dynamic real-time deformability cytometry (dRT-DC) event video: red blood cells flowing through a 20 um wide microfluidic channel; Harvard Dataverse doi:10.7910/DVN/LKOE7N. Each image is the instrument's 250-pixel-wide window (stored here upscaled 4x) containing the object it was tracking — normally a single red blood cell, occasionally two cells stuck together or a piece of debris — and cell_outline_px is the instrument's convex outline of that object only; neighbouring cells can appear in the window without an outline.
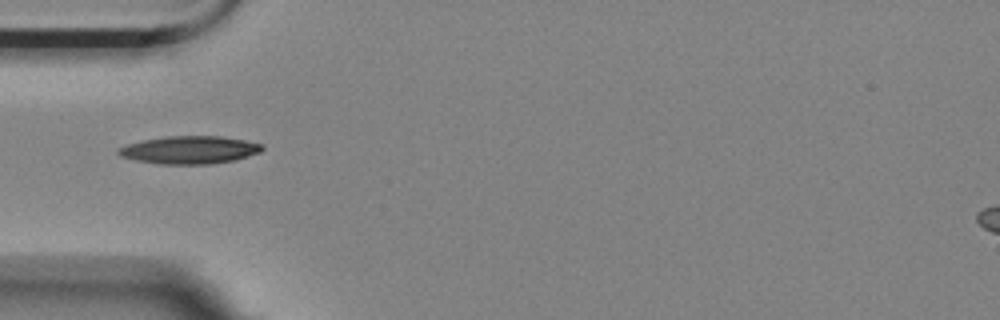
{"species": "Egyptian fruit bat (a non-hibernating species)", "species_latin": "Rousettus aegyptiacus", "temperature_condition": "room temperature", "stored_images_in_passage": 40, "camera_frame_rate_fps": 3000, "um_per_image_px": 0.085, "animal": {"sex": "female"}, "frame": {"image": 1, "passage_image": 1, "time_ms": 0.0, "image_size_px": [1000, 320], "cell_outline_px": [[264, 148], [260, 152], [236, 160], [212, 164], [160, 164], [136, 160], [120, 156], [116, 152], [116, 148], [128, 144], [144, 140], [164, 136], [220, 136], [244, 140], [264, 144]], "centroid_in_image_um": [16.12, 12.74], "position_along_channel_um": 68.9, "area_um2": 23.41}}
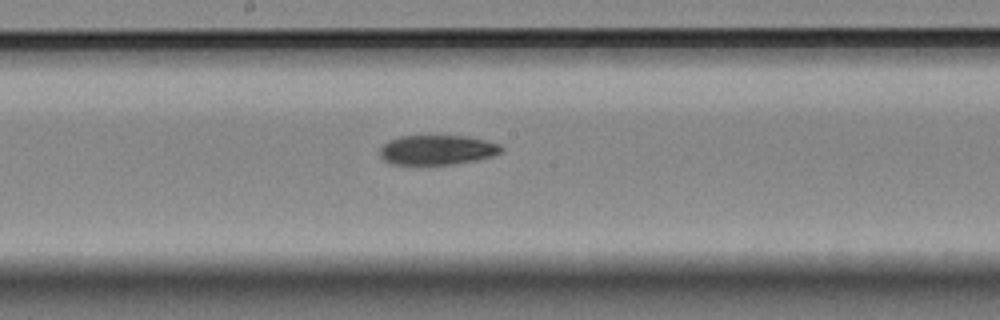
{"frame": {"image": 2, "passage_image": 13, "time_ms": 4.0, "image_size_px": [1000, 320], "cell_outline_px": [[504, 148], [500, 152], [492, 156], [476, 160], [452, 164], [416, 168], [388, 164], [380, 156], [380, 148], [388, 140], [400, 136], [468, 136], [500, 144]], "centroid_in_image_um": [37.07, 12.79], "position_along_channel_um": 211.1, "area_um2": 21.91}}
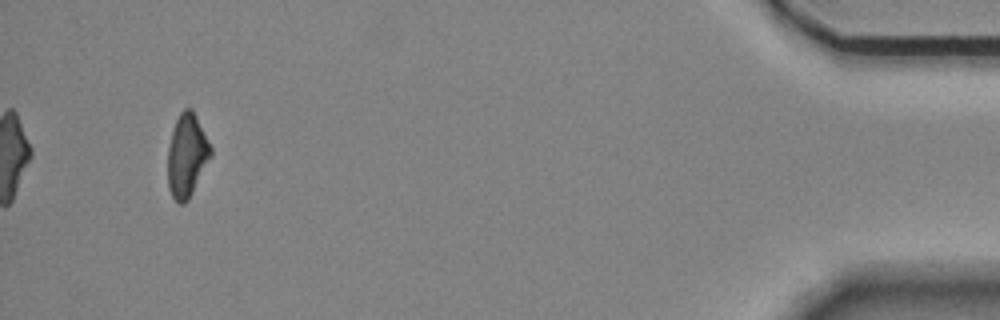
{"frame": {"image": 3, "passage_image": 37, "time_ms": 12.0, "image_size_px": [1000, 320], "cell_outline_px": [[212, 156], [188, 200], [184, 204], [180, 204], [172, 196], [168, 188], [168, 148], [172, 128], [180, 112], [184, 108], [192, 108], [212, 148]], "centroid_in_image_um": [15.88, 13.21], "position_along_channel_um": 419.3, "area_um2": 20.87}}